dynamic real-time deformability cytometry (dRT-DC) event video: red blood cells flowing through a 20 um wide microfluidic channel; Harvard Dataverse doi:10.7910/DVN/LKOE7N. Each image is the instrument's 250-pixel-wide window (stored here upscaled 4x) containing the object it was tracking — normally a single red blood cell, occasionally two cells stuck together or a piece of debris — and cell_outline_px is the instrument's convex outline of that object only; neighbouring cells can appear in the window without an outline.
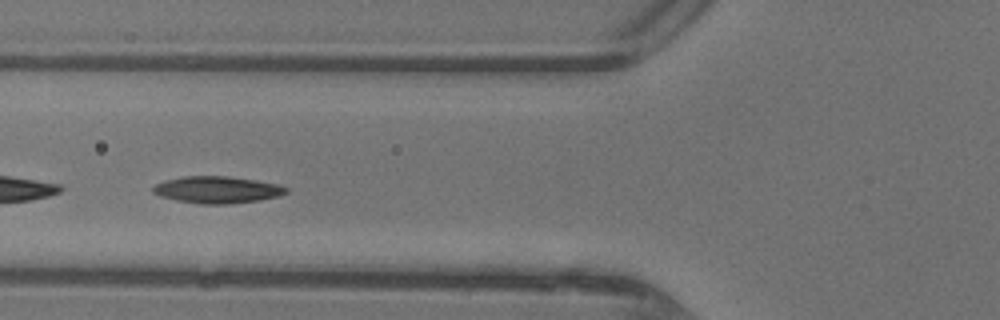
{"species": "common noctule bat (a hibernating species)", "species_latin": "Nyctalus noctula", "temperature_condition": "warm", "stored_images_in_passage": 27, "camera_frame_rate_fps": 3000, "um_per_image_px": 0.085, "animal": {"sex": "female"}, "frame": {"image": 1, "passage_image": 6, "time_ms": 1.667, "image_size_px": [1000, 320], "cell_outline_px": [[288, 192], [280, 196], [260, 200], [228, 204], [200, 204], [176, 200], [160, 196], [152, 192], [152, 188], [156, 184], [164, 180], [184, 176], [228, 176], [280, 184], [288, 188]], "centroid_in_image_um": [18.47, 16.13], "position_along_channel_um": 107.3, "area_um2": 20.98}}
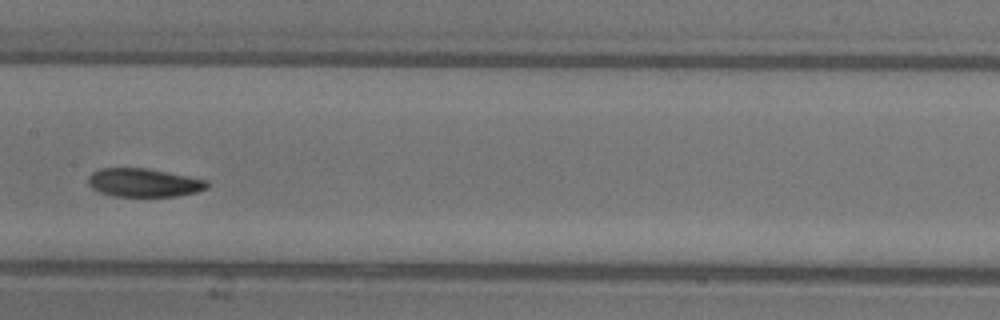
{"frame": {"image": 2, "passage_image": 12, "time_ms": 3.667, "image_size_px": [1000, 320], "cell_outline_px": [[208, 188], [196, 192], [176, 196], [112, 196], [100, 192], [92, 188], [88, 184], [88, 176], [92, 172], [100, 168], [144, 168], [188, 176], [208, 180]], "centroid_in_image_um": [12.2, 15.53], "position_along_channel_um": 195.2, "area_um2": 19.65}}
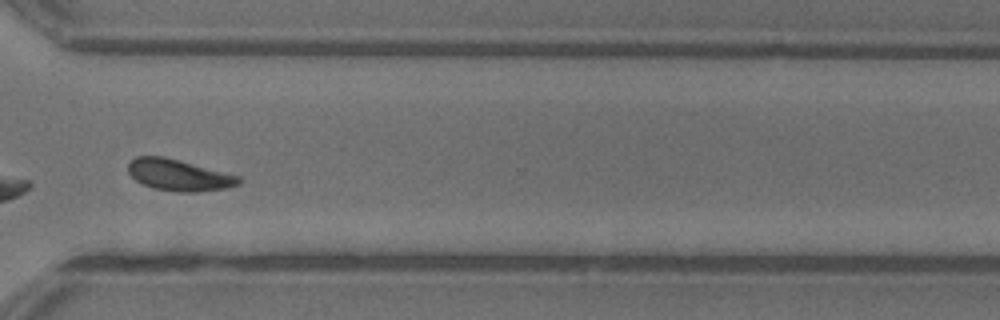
{"frame": {"image": 3, "passage_image": 23, "time_ms": 7.333, "image_size_px": [1000, 320], "cell_outline_px": [[240, 184], [224, 188], [196, 192], [180, 192], [152, 188], [136, 180], [128, 172], [128, 164], [136, 156], [164, 156], [240, 176]], "centroid_in_image_um": [15.19, 14.88], "position_along_channel_um": 355.4, "area_um2": 20.06}, "authors_computed_cell_mechanics": {"area_um2": 20.2878, "velocity_mm_per_s": 4.3799, "shape_relaxation_time_tau1_ms": 2.7705, "shape_relaxation_time_tau2_ms": 3.8914, "deformation_change_tau1": 0.127, "deformation_change_tau2": 0.0991}}